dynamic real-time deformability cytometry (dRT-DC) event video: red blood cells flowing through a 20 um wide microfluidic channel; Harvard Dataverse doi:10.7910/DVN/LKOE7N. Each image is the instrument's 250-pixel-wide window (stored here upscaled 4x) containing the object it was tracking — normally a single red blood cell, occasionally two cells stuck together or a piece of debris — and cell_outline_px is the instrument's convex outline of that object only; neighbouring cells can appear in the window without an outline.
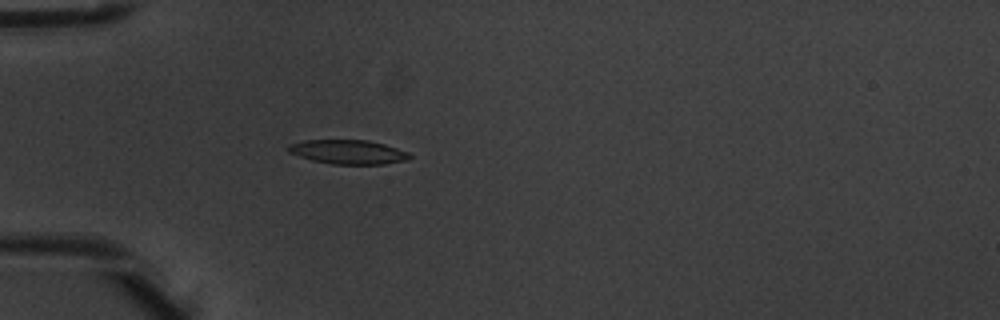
{"species": "common noctule bat (a hibernating species)", "species_latin": "Nyctalus noctula", "temperature_condition": "warm", "stored_images_in_passage": 5, "camera_frame_rate_fps": 3000, "um_per_image_px": 0.085, "animal": {"sex": "male", "body_mass_g": 20.1, "forearm_length_mm": 53.5}, "frame": {"image": 1, "passage_image": 5, "time_ms": 1.333, "image_size_px": [1000, 320], "cell_outline_px": [[412, 156], [408, 160], [384, 164], [332, 164], [312, 160], [288, 152], [284, 148], [288, 144], [304, 140], [368, 140], [384, 144], [408, 152]], "centroid_in_image_um": [29.56, 12.91], "position_along_channel_um": 55.4, "area_um2": 17.17}}